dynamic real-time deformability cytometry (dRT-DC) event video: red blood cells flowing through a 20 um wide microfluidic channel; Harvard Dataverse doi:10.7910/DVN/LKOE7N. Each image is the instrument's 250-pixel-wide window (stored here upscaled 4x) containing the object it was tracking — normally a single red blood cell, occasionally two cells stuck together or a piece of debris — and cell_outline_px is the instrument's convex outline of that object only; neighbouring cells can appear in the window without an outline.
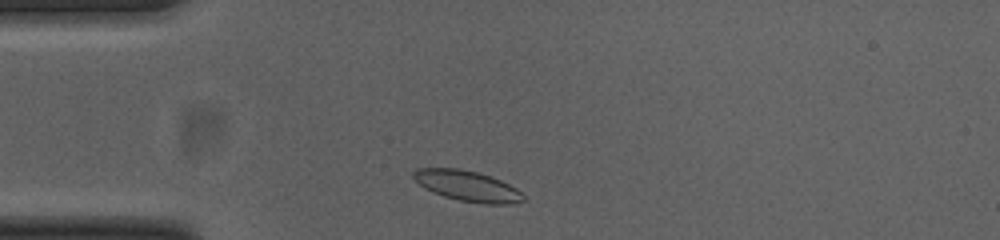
{"species": "common noctule bat (a hibernating species)", "species_latin": "Nyctalus noctula", "temperature_condition": "cold", "stored_images_in_passage": 32, "camera_frame_rate_fps": 3000, "um_per_image_px": 0.085, "animal": {"sex": "female", "body_mass_g": 23.0, "forearm_length_mm": 53.4}, "frame": {"image": 1, "passage_image": 2, "time_ms": 0.333, "image_size_px": [1000, 240], "cell_outline_px": [[528, 200], [512, 204], [480, 204], [460, 200], [444, 196], [432, 192], [424, 188], [412, 176], [412, 172], [416, 168], [460, 168], [492, 176], [516, 188]], "centroid_in_image_um": [39.74, 15.81], "position_along_channel_um": 45.3, "area_um2": 19.71}}
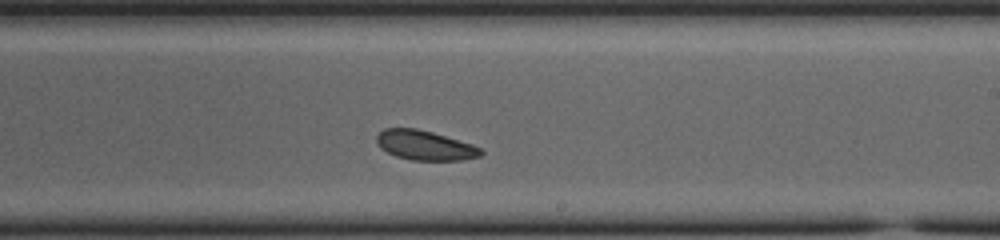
{"frame": {"image": 2, "passage_image": 20, "time_ms": 6.333, "image_size_px": [1000, 240], "cell_outline_px": [[484, 152], [480, 156], [460, 160], [412, 160], [396, 156], [380, 148], [376, 144], [376, 136], [384, 128], [416, 128], [432, 132], [472, 144], [480, 148]], "centroid_in_image_um": [36.09, 12.35], "position_along_channel_um": 252.9, "area_um2": 17.92}}
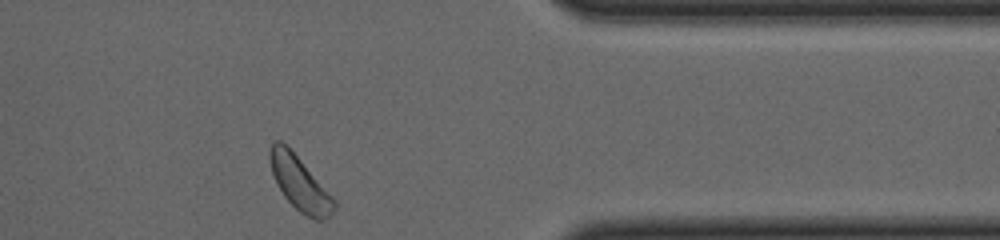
{"frame": {"image": 3, "passage_image": 32, "time_ms": 10.333, "image_size_px": [1000, 240], "cell_outline_px": [[336, 208], [324, 220], [316, 220], [300, 212], [284, 196], [276, 184], [272, 172], [268, 156], [268, 152], [272, 144], [276, 140], [280, 140], [300, 160], [336, 200]], "centroid_in_image_um": [25.47, 15.6], "position_along_channel_um": 385.9, "area_um2": 19.77}, "authors_computed_cell_mechanics": {"area_um2": 18.6694, "velocity_mm_per_s": 3.7694, "shape_relaxation_time_tau1_ms": 3.5442, "shape_relaxation_time_tau2_ms": null, "deformation_change_tau1": 0.0678, "deformation_change_tau2": null}}